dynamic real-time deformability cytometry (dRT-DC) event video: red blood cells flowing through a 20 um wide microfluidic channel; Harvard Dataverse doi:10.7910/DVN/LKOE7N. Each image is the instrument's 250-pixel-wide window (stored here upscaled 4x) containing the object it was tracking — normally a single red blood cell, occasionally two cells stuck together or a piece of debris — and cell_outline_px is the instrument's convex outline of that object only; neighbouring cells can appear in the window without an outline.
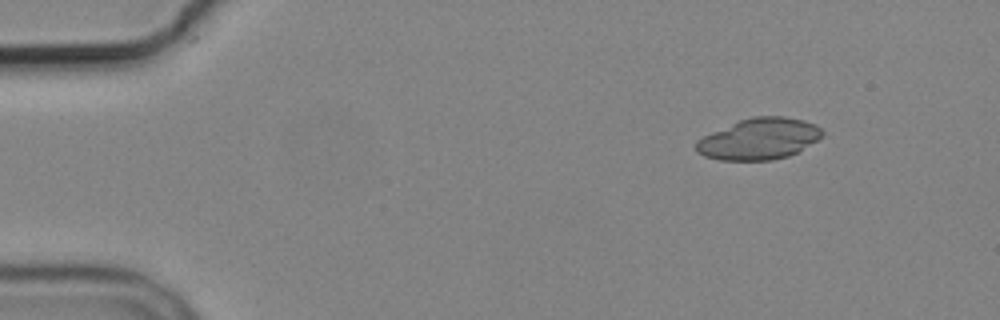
{"species": "common noctule bat (a hibernating species)", "species_latin": "Nyctalus noctula", "temperature_condition": "cold", "stored_images_in_passage": 6, "camera_frame_rate_fps": 3000, "um_per_image_px": 0.085, "animal": {"sex": "male", "body_mass_g": 19.2, "forearm_length_mm": 51.8}, "frame": {"image": 1, "passage_image": 2, "time_ms": 1.0, "image_size_px": [1000, 320], "cell_outline_px": [[824, 136], [800, 152], [788, 156], [772, 160], [720, 160], [704, 156], [696, 152], [696, 140], [712, 132], [740, 120], [752, 116], [784, 116], [804, 120], [816, 124], [824, 132]], "centroid_in_image_um": [64.57, 11.81], "position_along_channel_um": 20.4, "area_um2": 30.58}}